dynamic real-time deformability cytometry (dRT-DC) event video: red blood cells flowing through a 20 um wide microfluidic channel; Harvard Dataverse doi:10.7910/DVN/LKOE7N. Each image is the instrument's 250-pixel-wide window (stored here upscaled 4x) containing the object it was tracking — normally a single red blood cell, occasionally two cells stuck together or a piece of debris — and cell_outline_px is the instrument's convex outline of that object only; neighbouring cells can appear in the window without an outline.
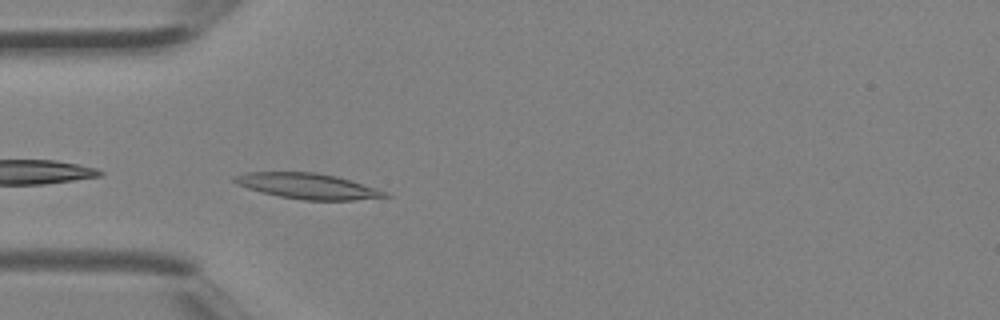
{"species": "Egyptian fruit bat (a non-hibernating species)", "species_latin": "Rousettus aegyptiacus", "temperature_condition": "room temperature", "stored_images_in_passage": 3, "camera_frame_rate_fps": 3000, "um_per_image_px": 0.085, "animal": {"sex": "female"}, "frame": {"image": 1, "passage_image": 3, "time_ms": 0.667, "image_size_px": [1000, 320], "cell_outline_px": [[392, 196], [352, 200], [304, 200], [280, 196], [260, 192], [236, 184], [232, 180], [232, 176], [248, 172], [316, 172], [336, 176], [388, 192]], "centroid_in_image_um": [26.12, 15.81], "position_along_channel_um": 58.9, "area_um2": 22.31}}